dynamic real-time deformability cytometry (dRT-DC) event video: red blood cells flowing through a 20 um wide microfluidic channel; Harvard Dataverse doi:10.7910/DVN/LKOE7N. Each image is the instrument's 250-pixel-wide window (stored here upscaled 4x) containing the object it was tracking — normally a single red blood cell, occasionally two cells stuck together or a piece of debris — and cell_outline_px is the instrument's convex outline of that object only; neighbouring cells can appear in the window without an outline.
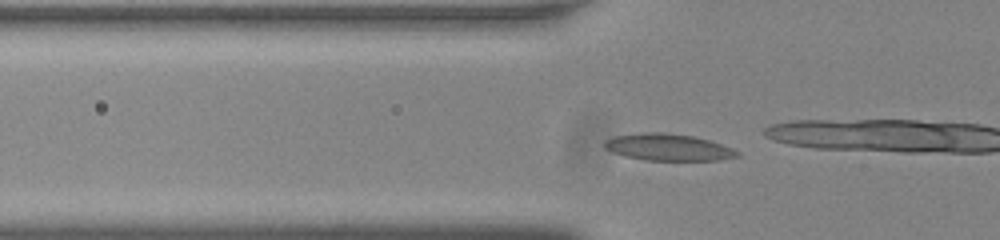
{"species": "common noctule bat (a hibernating species)", "species_latin": "Nyctalus noctula", "temperature_condition": "room temperature", "stored_images_in_passage": 53, "camera_frame_rate_fps": 3000, "um_per_image_px": 0.085, "animal": {"sex": "male", "body_mass_g": 20.0, "forearm_length_mm": 53.3}, "frame": {"image": 1, "passage_image": 16, "time_ms": 5.0, "image_size_px": [1000, 240], "cell_outline_px": [[740, 156], [720, 160], [644, 160], [624, 156], [612, 152], [604, 148], [604, 140], [612, 136], [640, 132], [664, 132], [692, 136], [708, 140], [732, 148], [740, 152]], "centroid_in_image_um": [56.75, 12.51], "position_along_channel_um": 69.1, "area_um2": 20.87}, "authors_computed_cell_mechanics": {"area_um2": 19.5942, "velocity_mm_per_s": 3.7768, "shape_relaxation_time_tau1_ms": 10.0188, "shape_relaxation_time_tau2_ms": 2.485, "deformation_change_tau1": 0.1742, "deformation_change_tau2": 0.0807}}